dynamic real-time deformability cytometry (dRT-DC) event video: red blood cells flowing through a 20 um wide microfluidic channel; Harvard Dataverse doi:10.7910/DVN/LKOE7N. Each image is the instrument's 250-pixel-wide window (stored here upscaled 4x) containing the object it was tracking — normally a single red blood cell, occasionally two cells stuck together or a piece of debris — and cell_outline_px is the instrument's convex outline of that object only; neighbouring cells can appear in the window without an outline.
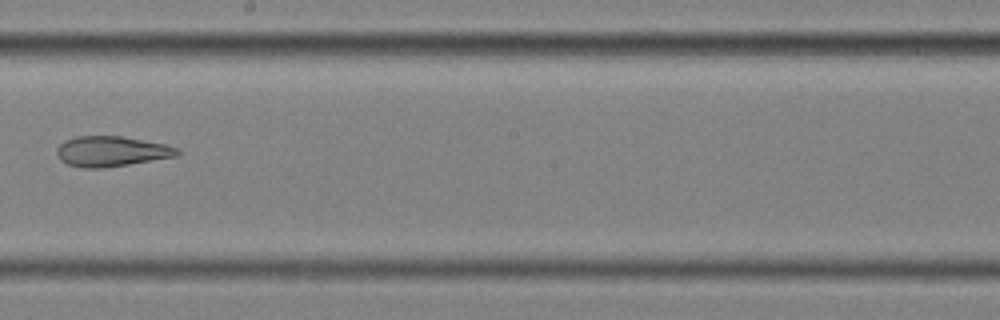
{"species": "common noctule bat (a hibernating species)", "species_latin": "Nyctalus noctula", "temperature_condition": "cold", "stored_images_in_passage": 10, "camera_frame_rate_fps": 3000, "um_per_image_px": 0.085, "animal": {"sex": "female", "body_mass_g": 25.1}, "frame": {"image": 1, "passage_image": 9, "time_ms": 2.667, "image_size_px": [1000, 320], "cell_outline_px": [[180, 152], [176, 156], [104, 168], [84, 168], [68, 164], [60, 160], [56, 152], [56, 148], [64, 140], [76, 136], [120, 136], [164, 144], [180, 148]], "centroid_in_image_um": [9.44, 12.86], "position_along_channel_um": 238.8, "area_um2": 21.15}}
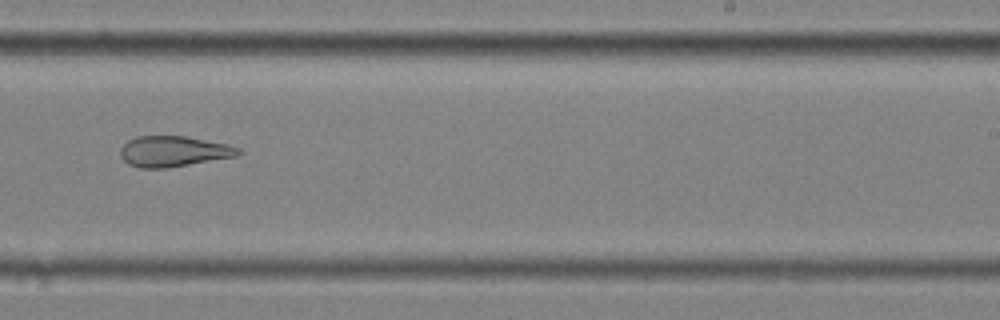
{"frame": {"image": 2, "passage_image": 10, "time_ms": 3.0, "image_size_px": [1000, 320], "cell_outline_px": [[244, 152], [240, 156], [168, 168], [140, 168], [128, 164], [120, 156], [120, 148], [128, 140], [136, 136], [184, 136], [228, 144], [240, 148]], "centroid_in_image_um": [14.79, 12.87], "position_along_channel_um": 274.2, "area_um2": 21.39}}